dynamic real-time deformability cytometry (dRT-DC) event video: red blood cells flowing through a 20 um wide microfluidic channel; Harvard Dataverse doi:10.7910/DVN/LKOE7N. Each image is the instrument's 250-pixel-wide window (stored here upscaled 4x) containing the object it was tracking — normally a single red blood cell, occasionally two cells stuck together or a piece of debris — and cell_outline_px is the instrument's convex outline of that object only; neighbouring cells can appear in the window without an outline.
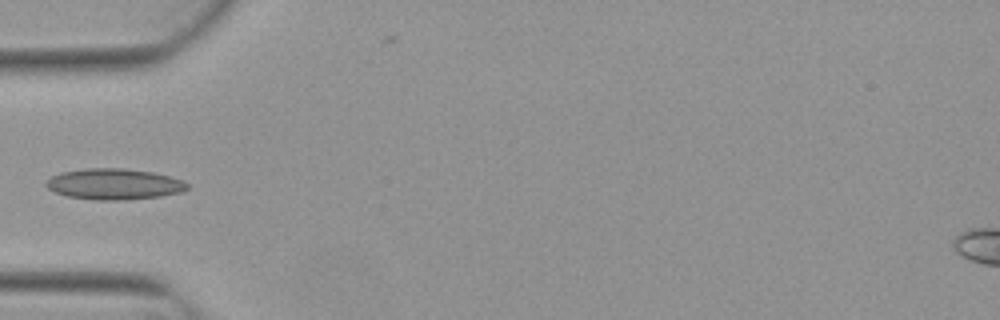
{"species": "Egyptian fruit bat (a non-hibernating species)", "species_latin": "Rousettus aegyptiacus", "temperature_condition": "warm", "stored_images_in_passage": 3, "camera_frame_rate_fps": 3000, "um_per_image_px": 0.085, "animal": {"sex": "female"}, "frame": {"image": 1, "passage_image": 2, "time_ms": 0.333, "image_size_px": [1000, 320], "cell_outline_px": [[188, 188], [180, 192], [160, 196], [120, 200], [96, 200], [68, 196], [56, 192], [48, 188], [44, 184], [52, 176], [60, 172], [84, 168], [124, 168], [152, 172], [168, 176], [180, 180], [188, 184]], "centroid_in_image_um": [9.66, 15.64], "position_along_channel_um": 75.3, "area_um2": 25.2}}
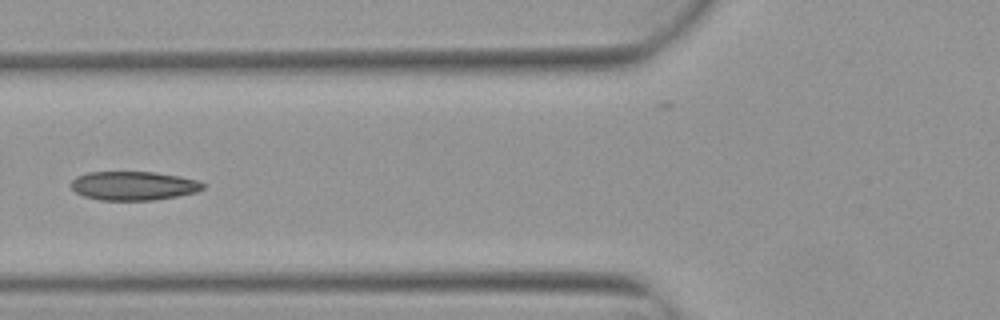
{"frame": {"image": 2, "passage_image": 3, "time_ms": 0.667, "image_size_px": [1000, 320], "cell_outline_px": [[208, 184], [204, 188], [196, 192], [176, 196], [152, 200], [100, 200], [84, 196], [76, 192], [72, 188], [72, 180], [76, 176], [88, 172], [156, 172], [180, 176], [196, 180]], "centroid_in_image_um": [11.37, 15.78], "position_along_channel_um": 114.4, "area_um2": 22.2}}